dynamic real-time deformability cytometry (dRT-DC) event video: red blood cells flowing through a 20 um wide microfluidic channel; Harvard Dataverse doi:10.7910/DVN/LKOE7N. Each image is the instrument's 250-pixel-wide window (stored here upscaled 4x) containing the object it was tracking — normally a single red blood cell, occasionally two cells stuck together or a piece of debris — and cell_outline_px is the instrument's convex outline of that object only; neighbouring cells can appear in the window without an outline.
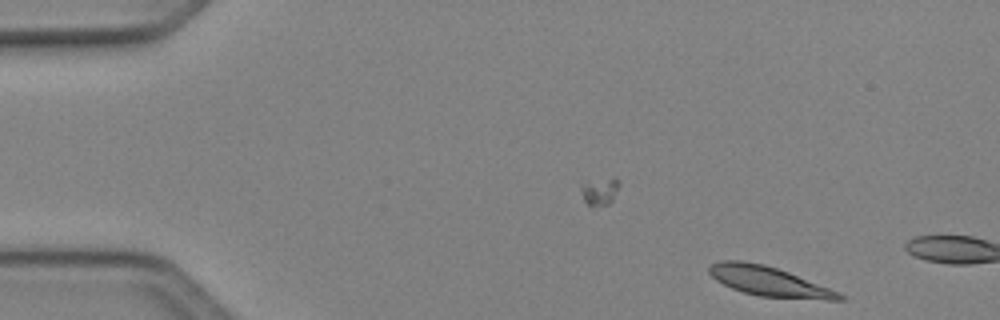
{"species": "Egyptian fruit bat (a non-hibernating species)", "species_latin": "Rousettus aegyptiacus", "temperature_condition": "cold", "stored_images_in_passage": 7, "camera_frame_rate_fps": 3000, "um_per_image_px": 0.085, "animal": {"sex": "female"}, "frame": {"image": 1, "passage_image": 1, "time_ms": 0.0, "image_size_px": [1000, 320], "cell_outline_px": [[844, 300], [828, 300], [760, 296], [744, 292], [732, 288], [716, 280], [708, 272], [708, 268], [712, 264], [720, 260], [740, 260], [764, 264], [788, 272], [828, 288], [844, 296]], "centroid_in_image_um": [65.3, 23.9], "position_along_channel_um": 19.7, "area_um2": 22.02}}